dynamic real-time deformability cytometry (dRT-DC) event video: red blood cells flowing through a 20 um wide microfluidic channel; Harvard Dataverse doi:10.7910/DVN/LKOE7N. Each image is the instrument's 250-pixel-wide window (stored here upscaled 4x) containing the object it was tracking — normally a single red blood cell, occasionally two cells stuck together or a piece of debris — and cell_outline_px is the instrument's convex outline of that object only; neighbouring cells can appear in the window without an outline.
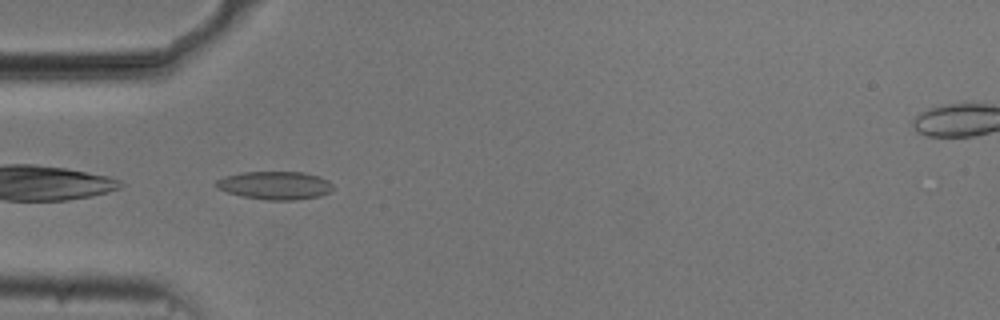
{"species": "common noctule bat (a hibernating species)", "species_latin": "Nyctalus noctula", "temperature_condition": "cold", "stored_images_in_passage": 36, "camera_frame_rate_fps": 3000, "um_per_image_px": 0.085, "animal": {"sex": "male", "body_mass_g": 20.5, "forearm_length_mm": 52.5}, "frame": {"image": 1, "passage_image": 1, "time_ms": 0.0, "image_size_px": [1000, 320], "cell_outline_px": [[332, 188], [328, 192], [320, 196], [296, 200], [268, 200], [244, 196], [228, 192], [216, 188], [216, 180], [224, 176], [240, 172], [304, 172], [320, 176], [328, 180], [332, 184]], "centroid_in_image_um": [23.38, 15.75], "position_along_channel_um": 61.6, "area_um2": 19.13}}
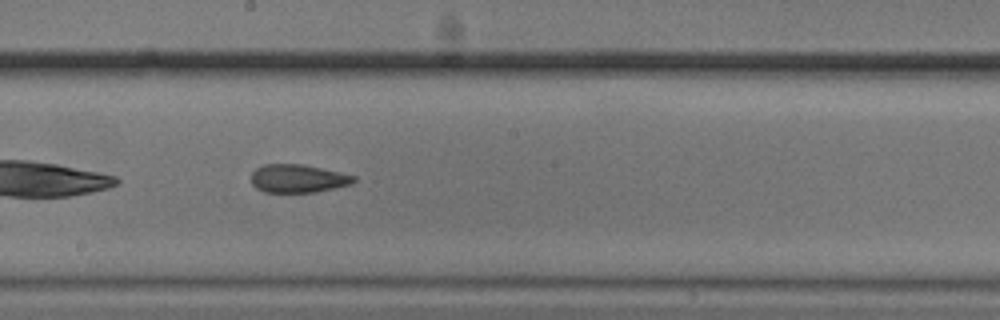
{"frame": {"image": 2, "passage_image": 14, "time_ms": 4.333, "image_size_px": [1000, 320], "cell_outline_px": [[356, 180], [352, 184], [316, 192], [264, 192], [256, 188], [252, 184], [252, 172], [256, 168], [264, 164], [304, 164], [340, 172], [356, 176]], "centroid_in_image_um": [25.34, 15.17], "position_along_channel_um": 222.9, "area_um2": 16.94}}
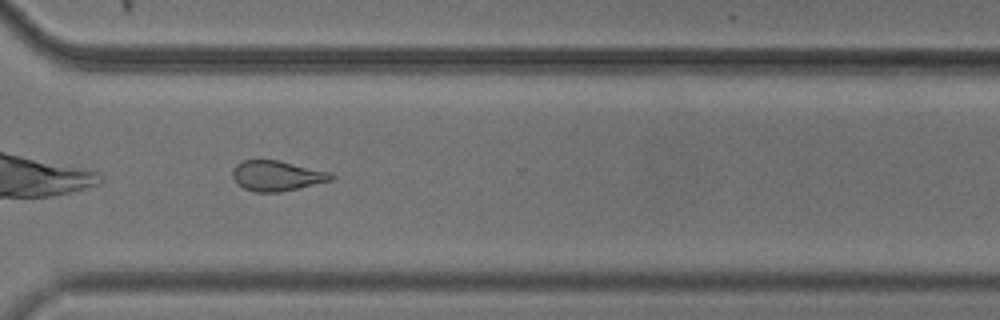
{"frame": {"image": 3, "passage_image": 24, "time_ms": 7.667, "image_size_px": [1000, 320], "cell_outline_px": [[336, 176], [332, 180], [280, 192], [256, 192], [244, 188], [232, 176], [232, 168], [236, 164], [244, 160], [276, 160], [328, 172]], "centroid_in_image_um": [23.5, 14.94], "position_along_channel_um": 347.1, "area_um2": 16.99}, "authors_computed_cell_mechanics": {"area_um2": 17.6001, "velocity_mm_per_s": 3.7556, "shape_relaxation_time_tau1_ms": null, "shape_relaxation_time_tau2_ms": 3.0975, "deformation_change_tau1": null, "deformation_change_tau2": 0.0907}}